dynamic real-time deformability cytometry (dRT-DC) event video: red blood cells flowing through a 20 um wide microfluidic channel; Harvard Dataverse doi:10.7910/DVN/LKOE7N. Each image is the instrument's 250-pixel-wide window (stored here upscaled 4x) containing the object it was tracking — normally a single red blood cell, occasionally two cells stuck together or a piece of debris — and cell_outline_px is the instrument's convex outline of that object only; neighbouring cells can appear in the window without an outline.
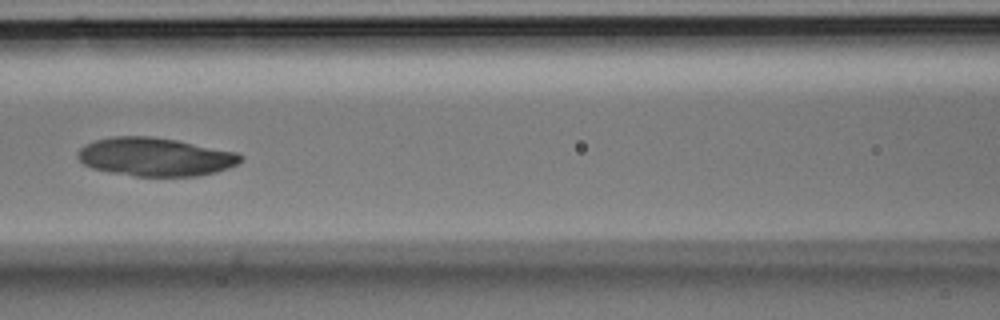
{"species": "Egyptian fruit bat (a non-hibernating species)", "species_latin": "Rousettus aegyptiacus", "temperature_condition": "room temperature", "stored_images_in_passage": 5, "camera_frame_rate_fps": 3000, "um_per_image_px": 0.085, "animal": {"sex": "male"}, "frame": {"image": 1, "passage_image": 5, "time_ms": 1.333, "image_size_px": [1000, 320], "cell_outline_px": [[244, 156], [236, 164], [228, 168], [216, 172], [200, 176], [132, 176], [92, 168], [84, 164], [76, 156], [76, 152], [80, 148], [96, 140], [112, 136], [152, 136], [176, 140], [236, 152]], "centroid_in_image_um": [13.18, 13.33], "position_along_channel_um": 153.4, "area_um2": 36.36}}